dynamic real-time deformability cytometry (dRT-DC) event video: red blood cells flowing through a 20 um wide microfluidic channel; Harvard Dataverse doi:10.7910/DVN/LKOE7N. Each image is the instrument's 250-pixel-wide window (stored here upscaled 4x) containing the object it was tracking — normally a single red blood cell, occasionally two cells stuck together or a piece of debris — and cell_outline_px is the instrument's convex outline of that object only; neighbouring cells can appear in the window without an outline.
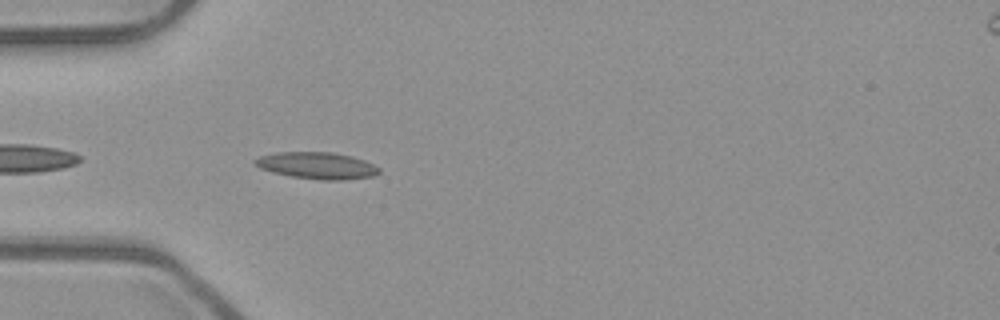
{"species": "common noctule bat (a hibernating species)", "species_latin": "Nyctalus noctula", "temperature_condition": "room temperature", "stored_images_in_passage": 7, "camera_frame_rate_fps": 3000, "um_per_image_px": 0.085, "animal": {"sex": "male", "body_mass_g": 23.1, "forearm_length_mm": 52.7}, "frame": {"image": 1, "passage_image": 3, "time_ms": 0.667, "image_size_px": [1000, 320], "cell_outline_px": [[380, 172], [372, 176], [344, 180], [320, 180], [292, 176], [272, 172], [260, 168], [252, 164], [252, 160], [260, 156], [276, 152], [332, 152], [352, 156], [364, 160], [380, 168]], "centroid_in_image_um": [26.91, 14.07], "position_along_channel_um": 58.1, "area_um2": 19.42}}